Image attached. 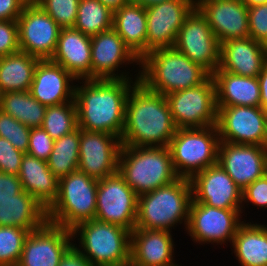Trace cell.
Instances as JSON below:
<instances>
[{"mask_svg": "<svg viewBox=\"0 0 267 266\" xmlns=\"http://www.w3.org/2000/svg\"><path fill=\"white\" fill-rule=\"evenodd\" d=\"M137 72L135 79H80L82 85L76 84L74 95L78 127L121 138L126 102L130 90L139 80L140 69Z\"/></svg>", "mask_w": 267, "mask_h": 266, "instance_id": "6da1fadb", "label": "cell"}, {"mask_svg": "<svg viewBox=\"0 0 267 266\" xmlns=\"http://www.w3.org/2000/svg\"><path fill=\"white\" fill-rule=\"evenodd\" d=\"M177 129L165 95L138 80L126 102L122 146L168 147Z\"/></svg>", "mask_w": 267, "mask_h": 266, "instance_id": "7a4b0ae2", "label": "cell"}, {"mask_svg": "<svg viewBox=\"0 0 267 266\" xmlns=\"http://www.w3.org/2000/svg\"><path fill=\"white\" fill-rule=\"evenodd\" d=\"M140 69L139 81L162 95L198 86L211 75L174 47L147 53L140 60Z\"/></svg>", "mask_w": 267, "mask_h": 266, "instance_id": "3957f363", "label": "cell"}, {"mask_svg": "<svg viewBox=\"0 0 267 266\" xmlns=\"http://www.w3.org/2000/svg\"><path fill=\"white\" fill-rule=\"evenodd\" d=\"M192 187L188 178L179 177L170 184L138 195L135 228L164 230L184 224L187 228ZM184 221V222H183Z\"/></svg>", "mask_w": 267, "mask_h": 266, "instance_id": "277c9868", "label": "cell"}, {"mask_svg": "<svg viewBox=\"0 0 267 266\" xmlns=\"http://www.w3.org/2000/svg\"><path fill=\"white\" fill-rule=\"evenodd\" d=\"M118 173L137 195L170 184L179 178L169 147L122 146Z\"/></svg>", "mask_w": 267, "mask_h": 266, "instance_id": "5b68a950", "label": "cell"}, {"mask_svg": "<svg viewBox=\"0 0 267 266\" xmlns=\"http://www.w3.org/2000/svg\"><path fill=\"white\" fill-rule=\"evenodd\" d=\"M73 246L93 266L130 264L131 231L96 219L77 224L71 229ZM79 237V238H77Z\"/></svg>", "mask_w": 267, "mask_h": 266, "instance_id": "8992f818", "label": "cell"}, {"mask_svg": "<svg viewBox=\"0 0 267 266\" xmlns=\"http://www.w3.org/2000/svg\"><path fill=\"white\" fill-rule=\"evenodd\" d=\"M98 180L76 170L59 179L58 196L47 210L51 224L73 229L95 219Z\"/></svg>", "mask_w": 267, "mask_h": 266, "instance_id": "52a82bcc", "label": "cell"}, {"mask_svg": "<svg viewBox=\"0 0 267 266\" xmlns=\"http://www.w3.org/2000/svg\"><path fill=\"white\" fill-rule=\"evenodd\" d=\"M219 132L216 125L204 128H178L169 150L176 174L190 179L217 164Z\"/></svg>", "mask_w": 267, "mask_h": 266, "instance_id": "ba28073f", "label": "cell"}, {"mask_svg": "<svg viewBox=\"0 0 267 266\" xmlns=\"http://www.w3.org/2000/svg\"><path fill=\"white\" fill-rule=\"evenodd\" d=\"M177 128L217 125L215 81L210 75L203 83L165 95Z\"/></svg>", "mask_w": 267, "mask_h": 266, "instance_id": "9c48e42d", "label": "cell"}, {"mask_svg": "<svg viewBox=\"0 0 267 266\" xmlns=\"http://www.w3.org/2000/svg\"><path fill=\"white\" fill-rule=\"evenodd\" d=\"M244 211L243 209H220L192 200L188 225L184 231L197 244L225 245L230 242L231 245L238 227L245 221L241 219Z\"/></svg>", "mask_w": 267, "mask_h": 266, "instance_id": "30bf717a", "label": "cell"}, {"mask_svg": "<svg viewBox=\"0 0 267 266\" xmlns=\"http://www.w3.org/2000/svg\"><path fill=\"white\" fill-rule=\"evenodd\" d=\"M137 212L138 195L118 172L98 180L96 220L116 224L132 232Z\"/></svg>", "mask_w": 267, "mask_h": 266, "instance_id": "8fae6325", "label": "cell"}, {"mask_svg": "<svg viewBox=\"0 0 267 266\" xmlns=\"http://www.w3.org/2000/svg\"><path fill=\"white\" fill-rule=\"evenodd\" d=\"M217 109L220 141L267 147V116L261 106H217Z\"/></svg>", "mask_w": 267, "mask_h": 266, "instance_id": "7c38bea8", "label": "cell"}, {"mask_svg": "<svg viewBox=\"0 0 267 266\" xmlns=\"http://www.w3.org/2000/svg\"><path fill=\"white\" fill-rule=\"evenodd\" d=\"M173 47L211 75L219 68L220 42L197 7L186 17Z\"/></svg>", "mask_w": 267, "mask_h": 266, "instance_id": "4fadbf2b", "label": "cell"}, {"mask_svg": "<svg viewBox=\"0 0 267 266\" xmlns=\"http://www.w3.org/2000/svg\"><path fill=\"white\" fill-rule=\"evenodd\" d=\"M17 25L20 51L40 60L51 59L61 27L37 3L24 6Z\"/></svg>", "mask_w": 267, "mask_h": 266, "instance_id": "5bb4252c", "label": "cell"}, {"mask_svg": "<svg viewBox=\"0 0 267 266\" xmlns=\"http://www.w3.org/2000/svg\"><path fill=\"white\" fill-rule=\"evenodd\" d=\"M132 63L140 67V59L113 28L91 37V79H133L119 69Z\"/></svg>", "mask_w": 267, "mask_h": 266, "instance_id": "9a60e30c", "label": "cell"}, {"mask_svg": "<svg viewBox=\"0 0 267 266\" xmlns=\"http://www.w3.org/2000/svg\"><path fill=\"white\" fill-rule=\"evenodd\" d=\"M121 138L80 129L78 170L96 180L118 172Z\"/></svg>", "mask_w": 267, "mask_h": 266, "instance_id": "2e32d148", "label": "cell"}, {"mask_svg": "<svg viewBox=\"0 0 267 266\" xmlns=\"http://www.w3.org/2000/svg\"><path fill=\"white\" fill-rule=\"evenodd\" d=\"M74 242L71 230L47 221L29 232L17 266H58Z\"/></svg>", "mask_w": 267, "mask_h": 266, "instance_id": "e0dca14e", "label": "cell"}, {"mask_svg": "<svg viewBox=\"0 0 267 266\" xmlns=\"http://www.w3.org/2000/svg\"><path fill=\"white\" fill-rule=\"evenodd\" d=\"M194 8L193 0H167L145 8L147 53L173 47L179 29Z\"/></svg>", "mask_w": 267, "mask_h": 266, "instance_id": "ac0fdd59", "label": "cell"}, {"mask_svg": "<svg viewBox=\"0 0 267 266\" xmlns=\"http://www.w3.org/2000/svg\"><path fill=\"white\" fill-rule=\"evenodd\" d=\"M217 163L244 190L267 173V147L220 141Z\"/></svg>", "mask_w": 267, "mask_h": 266, "instance_id": "d6986e66", "label": "cell"}, {"mask_svg": "<svg viewBox=\"0 0 267 266\" xmlns=\"http://www.w3.org/2000/svg\"><path fill=\"white\" fill-rule=\"evenodd\" d=\"M189 180L193 201L220 209H242V189L218 163Z\"/></svg>", "mask_w": 267, "mask_h": 266, "instance_id": "ffe728a7", "label": "cell"}, {"mask_svg": "<svg viewBox=\"0 0 267 266\" xmlns=\"http://www.w3.org/2000/svg\"><path fill=\"white\" fill-rule=\"evenodd\" d=\"M197 8L220 43L249 37L248 7L241 0H208Z\"/></svg>", "mask_w": 267, "mask_h": 266, "instance_id": "44dd1931", "label": "cell"}, {"mask_svg": "<svg viewBox=\"0 0 267 266\" xmlns=\"http://www.w3.org/2000/svg\"><path fill=\"white\" fill-rule=\"evenodd\" d=\"M77 79L50 59L39 60L29 92L45 106L74 100Z\"/></svg>", "mask_w": 267, "mask_h": 266, "instance_id": "7402d4cb", "label": "cell"}, {"mask_svg": "<svg viewBox=\"0 0 267 266\" xmlns=\"http://www.w3.org/2000/svg\"><path fill=\"white\" fill-rule=\"evenodd\" d=\"M172 233L164 230L135 228L131 232L130 264L132 266H174Z\"/></svg>", "mask_w": 267, "mask_h": 266, "instance_id": "603a6c76", "label": "cell"}, {"mask_svg": "<svg viewBox=\"0 0 267 266\" xmlns=\"http://www.w3.org/2000/svg\"><path fill=\"white\" fill-rule=\"evenodd\" d=\"M267 62V46L250 37L220 43L219 68L247 77H258Z\"/></svg>", "mask_w": 267, "mask_h": 266, "instance_id": "cb8c5ba5", "label": "cell"}, {"mask_svg": "<svg viewBox=\"0 0 267 266\" xmlns=\"http://www.w3.org/2000/svg\"><path fill=\"white\" fill-rule=\"evenodd\" d=\"M77 80L91 79V37L74 28H61L51 59Z\"/></svg>", "mask_w": 267, "mask_h": 266, "instance_id": "d4e9b609", "label": "cell"}, {"mask_svg": "<svg viewBox=\"0 0 267 266\" xmlns=\"http://www.w3.org/2000/svg\"><path fill=\"white\" fill-rule=\"evenodd\" d=\"M18 177L23 190L48 210L58 196L59 179L50 171L47 161L25 154Z\"/></svg>", "mask_w": 267, "mask_h": 266, "instance_id": "484cf974", "label": "cell"}, {"mask_svg": "<svg viewBox=\"0 0 267 266\" xmlns=\"http://www.w3.org/2000/svg\"><path fill=\"white\" fill-rule=\"evenodd\" d=\"M212 77L217 106H260L258 77L239 76L218 68Z\"/></svg>", "mask_w": 267, "mask_h": 266, "instance_id": "4316f807", "label": "cell"}, {"mask_svg": "<svg viewBox=\"0 0 267 266\" xmlns=\"http://www.w3.org/2000/svg\"><path fill=\"white\" fill-rule=\"evenodd\" d=\"M113 29L140 60L147 54L145 7L130 1L114 11Z\"/></svg>", "mask_w": 267, "mask_h": 266, "instance_id": "83f0119b", "label": "cell"}, {"mask_svg": "<svg viewBox=\"0 0 267 266\" xmlns=\"http://www.w3.org/2000/svg\"><path fill=\"white\" fill-rule=\"evenodd\" d=\"M46 222L47 210L24 190L11 200H0V226L19 227L31 232Z\"/></svg>", "mask_w": 267, "mask_h": 266, "instance_id": "f1b7e54d", "label": "cell"}, {"mask_svg": "<svg viewBox=\"0 0 267 266\" xmlns=\"http://www.w3.org/2000/svg\"><path fill=\"white\" fill-rule=\"evenodd\" d=\"M231 245L241 266H267V225L245 220Z\"/></svg>", "mask_w": 267, "mask_h": 266, "instance_id": "f546056e", "label": "cell"}, {"mask_svg": "<svg viewBox=\"0 0 267 266\" xmlns=\"http://www.w3.org/2000/svg\"><path fill=\"white\" fill-rule=\"evenodd\" d=\"M39 60L22 51L0 57V93L29 91Z\"/></svg>", "mask_w": 267, "mask_h": 266, "instance_id": "4dcf8cb0", "label": "cell"}, {"mask_svg": "<svg viewBox=\"0 0 267 266\" xmlns=\"http://www.w3.org/2000/svg\"><path fill=\"white\" fill-rule=\"evenodd\" d=\"M46 108L29 91L1 93L0 110L29 128L42 126Z\"/></svg>", "mask_w": 267, "mask_h": 266, "instance_id": "1f68e13d", "label": "cell"}, {"mask_svg": "<svg viewBox=\"0 0 267 266\" xmlns=\"http://www.w3.org/2000/svg\"><path fill=\"white\" fill-rule=\"evenodd\" d=\"M80 128L55 139L53 150L47 160L50 171L58 178L78 170Z\"/></svg>", "mask_w": 267, "mask_h": 266, "instance_id": "d6a6232c", "label": "cell"}, {"mask_svg": "<svg viewBox=\"0 0 267 266\" xmlns=\"http://www.w3.org/2000/svg\"><path fill=\"white\" fill-rule=\"evenodd\" d=\"M87 36L113 28V12L98 0H80L73 27Z\"/></svg>", "mask_w": 267, "mask_h": 266, "instance_id": "836d02e7", "label": "cell"}, {"mask_svg": "<svg viewBox=\"0 0 267 266\" xmlns=\"http://www.w3.org/2000/svg\"><path fill=\"white\" fill-rule=\"evenodd\" d=\"M52 139H59L78 128L75 100L47 106L41 126Z\"/></svg>", "mask_w": 267, "mask_h": 266, "instance_id": "e575fe53", "label": "cell"}, {"mask_svg": "<svg viewBox=\"0 0 267 266\" xmlns=\"http://www.w3.org/2000/svg\"><path fill=\"white\" fill-rule=\"evenodd\" d=\"M29 231L19 227L0 226V266H17Z\"/></svg>", "mask_w": 267, "mask_h": 266, "instance_id": "d590c367", "label": "cell"}, {"mask_svg": "<svg viewBox=\"0 0 267 266\" xmlns=\"http://www.w3.org/2000/svg\"><path fill=\"white\" fill-rule=\"evenodd\" d=\"M80 0H37V3L61 28H73Z\"/></svg>", "mask_w": 267, "mask_h": 266, "instance_id": "8d00e7d4", "label": "cell"}, {"mask_svg": "<svg viewBox=\"0 0 267 266\" xmlns=\"http://www.w3.org/2000/svg\"><path fill=\"white\" fill-rule=\"evenodd\" d=\"M31 128L0 110V137L7 139L17 150L27 154Z\"/></svg>", "mask_w": 267, "mask_h": 266, "instance_id": "74e56055", "label": "cell"}, {"mask_svg": "<svg viewBox=\"0 0 267 266\" xmlns=\"http://www.w3.org/2000/svg\"><path fill=\"white\" fill-rule=\"evenodd\" d=\"M249 37L267 46V3L248 7Z\"/></svg>", "mask_w": 267, "mask_h": 266, "instance_id": "f35d334b", "label": "cell"}, {"mask_svg": "<svg viewBox=\"0 0 267 266\" xmlns=\"http://www.w3.org/2000/svg\"><path fill=\"white\" fill-rule=\"evenodd\" d=\"M54 139L42 128H31L27 154L47 161L54 146Z\"/></svg>", "mask_w": 267, "mask_h": 266, "instance_id": "ab89813d", "label": "cell"}, {"mask_svg": "<svg viewBox=\"0 0 267 266\" xmlns=\"http://www.w3.org/2000/svg\"><path fill=\"white\" fill-rule=\"evenodd\" d=\"M24 155L7 139L0 137V172L18 175Z\"/></svg>", "mask_w": 267, "mask_h": 266, "instance_id": "60d3db41", "label": "cell"}, {"mask_svg": "<svg viewBox=\"0 0 267 266\" xmlns=\"http://www.w3.org/2000/svg\"><path fill=\"white\" fill-rule=\"evenodd\" d=\"M19 51L17 20H0V57Z\"/></svg>", "mask_w": 267, "mask_h": 266, "instance_id": "b9f144b4", "label": "cell"}, {"mask_svg": "<svg viewBox=\"0 0 267 266\" xmlns=\"http://www.w3.org/2000/svg\"><path fill=\"white\" fill-rule=\"evenodd\" d=\"M249 202L257 208H267V173L242 190V208Z\"/></svg>", "mask_w": 267, "mask_h": 266, "instance_id": "7bdbcfd3", "label": "cell"}, {"mask_svg": "<svg viewBox=\"0 0 267 266\" xmlns=\"http://www.w3.org/2000/svg\"><path fill=\"white\" fill-rule=\"evenodd\" d=\"M22 191L23 187L18 175L0 172V200H11Z\"/></svg>", "mask_w": 267, "mask_h": 266, "instance_id": "ee69618b", "label": "cell"}, {"mask_svg": "<svg viewBox=\"0 0 267 266\" xmlns=\"http://www.w3.org/2000/svg\"><path fill=\"white\" fill-rule=\"evenodd\" d=\"M27 3L26 0H0V20H17Z\"/></svg>", "mask_w": 267, "mask_h": 266, "instance_id": "f6af8a7d", "label": "cell"}, {"mask_svg": "<svg viewBox=\"0 0 267 266\" xmlns=\"http://www.w3.org/2000/svg\"><path fill=\"white\" fill-rule=\"evenodd\" d=\"M58 266H93L74 246L61 259Z\"/></svg>", "mask_w": 267, "mask_h": 266, "instance_id": "bcb514c9", "label": "cell"}, {"mask_svg": "<svg viewBox=\"0 0 267 266\" xmlns=\"http://www.w3.org/2000/svg\"><path fill=\"white\" fill-rule=\"evenodd\" d=\"M260 84V106L267 111V62L258 76Z\"/></svg>", "mask_w": 267, "mask_h": 266, "instance_id": "7dc6e473", "label": "cell"}, {"mask_svg": "<svg viewBox=\"0 0 267 266\" xmlns=\"http://www.w3.org/2000/svg\"><path fill=\"white\" fill-rule=\"evenodd\" d=\"M103 5L108 7L112 12L120 9L123 5L129 3L131 0H98Z\"/></svg>", "mask_w": 267, "mask_h": 266, "instance_id": "c3c4849f", "label": "cell"}, {"mask_svg": "<svg viewBox=\"0 0 267 266\" xmlns=\"http://www.w3.org/2000/svg\"><path fill=\"white\" fill-rule=\"evenodd\" d=\"M131 1L133 3H137V4L147 8L149 6L159 4V3H162V2L167 1V0H131Z\"/></svg>", "mask_w": 267, "mask_h": 266, "instance_id": "681fc988", "label": "cell"}, {"mask_svg": "<svg viewBox=\"0 0 267 266\" xmlns=\"http://www.w3.org/2000/svg\"><path fill=\"white\" fill-rule=\"evenodd\" d=\"M241 1L244 2L247 5V7H253L256 5L267 3V0H241Z\"/></svg>", "mask_w": 267, "mask_h": 266, "instance_id": "f907efd6", "label": "cell"}, {"mask_svg": "<svg viewBox=\"0 0 267 266\" xmlns=\"http://www.w3.org/2000/svg\"><path fill=\"white\" fill-rule=\"evenodd\" d=\"M195 7H197L201 2L208 1V0H193Z\"/></svg>", "mask_w": 267, "mask_h": 266, "instance_id": "816d5d0a", "label": "cell"}, {"mask_svg": "<svg viewBox=\"0 0 267 266\" xmlns=\"http://www.w3.org/2000/svg\"><path fill=\"white\" fill-rule=\"evenodd\" d=\"M28 3H35L37 0H26Z\"/></svg>", "mask_w": 267, "mask_h": 266, "instance_id": "f5cc1de1", "label": "cell"}]
</instances>
